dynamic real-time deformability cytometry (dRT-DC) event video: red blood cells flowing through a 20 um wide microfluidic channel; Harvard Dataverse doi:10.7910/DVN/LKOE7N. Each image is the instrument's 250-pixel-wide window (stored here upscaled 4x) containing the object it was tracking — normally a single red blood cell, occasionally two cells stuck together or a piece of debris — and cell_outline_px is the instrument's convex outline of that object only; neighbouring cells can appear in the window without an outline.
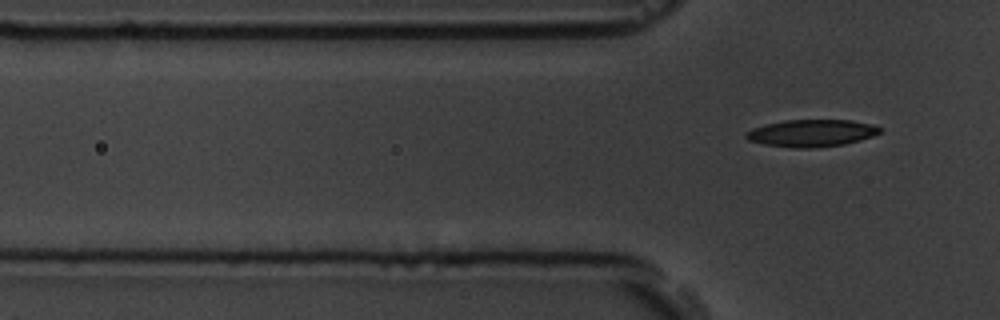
{"species": "common noctule bat (a hibernating species)", "species_latin": "Nyctalus noctula", "temperature_condition": "room temperature", "stored_images_in_passage": 8, "segment_of_instrument_passage": [2, 2], "camera_frame_rate_fps": 3000, "um_per_image_px": 0.085, "animal": {"sex": "male", "body_mass_g": 19.5, "forearm_length_mm": 54.6}, "frame": {"image": 1, "passage_image": 8, "time_ms": 8.0, "image_size_px": [1000, 320], "cell_outline_px": [[880, 132], [872, 136], [860, 140], [844, 144], [812, 148], [792, 148], [764, 144], [748, 140], [744, 136], [752, 128], [784, 120], [852, 120], [868, 124], [880, 128]], "centroid_in_image_um": [68.95, 11.32], "position_along_channel_um": 56.8, "area_um2": 20.92}}